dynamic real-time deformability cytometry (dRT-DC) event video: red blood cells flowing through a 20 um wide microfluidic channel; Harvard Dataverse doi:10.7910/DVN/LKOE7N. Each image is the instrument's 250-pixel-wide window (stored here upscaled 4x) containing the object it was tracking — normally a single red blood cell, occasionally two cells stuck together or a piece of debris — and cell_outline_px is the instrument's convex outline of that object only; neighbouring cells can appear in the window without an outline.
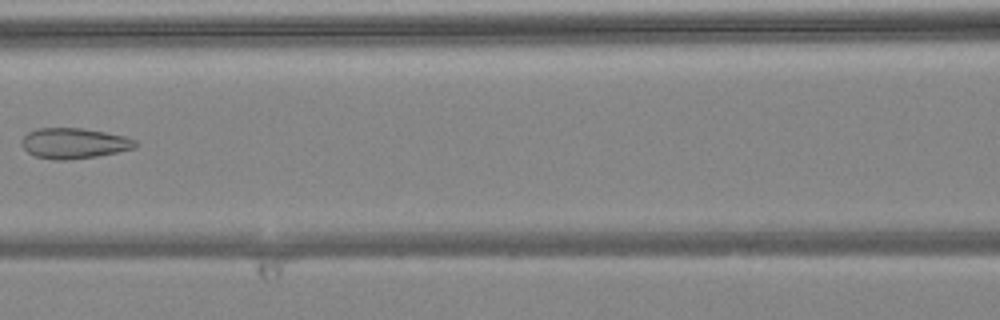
{"species": "common noctule bat (a hibernating species)", "species_latin": "Nyctalus noctula", "temperature_condition": "warm", "stored_images_in_passage": 6, "camera_frame_rate_fps": 3000, "um_per_image_px": 0.085, "animal": {"sex": "female", "body_mass_g": 24.6, "forearm_length_mm": 56.2}, "frame": {"image": 1, "passage_image": 6, "time_ms": 1.667, "image_size_px": [1000, 320], "cell_outline_px": [[140, 144], [136, 148], [96, 156], [68, 160], [56, 160], [36, 156], [28, 152], [20, 144], [20, 140], [28, 132], [40, 128], [80, 128], [104, 132], [124, 136], [136, 140]], "centroid_in_image_um": [6.3, 12.18], "position_along_channel_um": 160.3, "area_um2": 20.17}}